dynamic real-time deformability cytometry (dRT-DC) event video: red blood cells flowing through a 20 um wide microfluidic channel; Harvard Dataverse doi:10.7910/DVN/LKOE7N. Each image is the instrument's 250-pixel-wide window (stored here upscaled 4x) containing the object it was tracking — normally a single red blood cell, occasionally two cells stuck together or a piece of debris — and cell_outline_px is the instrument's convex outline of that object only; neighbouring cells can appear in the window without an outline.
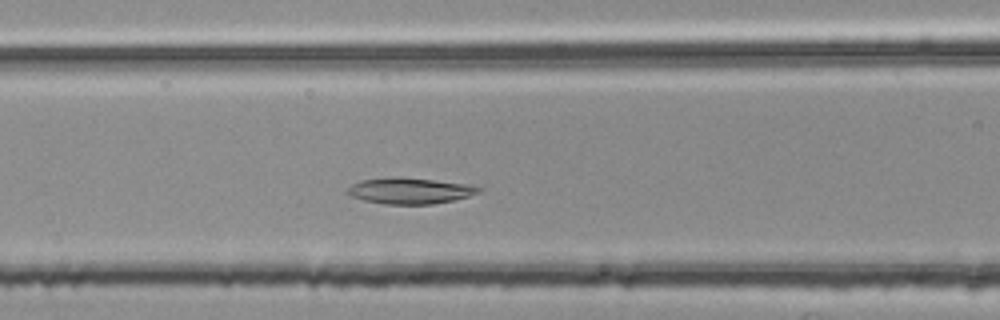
{"species": "common noctule bat (a hibernating species)", "species_latin": "Nyctalus noctula", "temperature_condition": "room temperature", "stored_images_in_passage": 43, "camera_frame_rate_fps": 3000, "um_per_image_px": 0.085, "animal": {"sex": "female", "body_mass_g": 25.1}, "frame": {"image": 1, "passage_image": 16, "time_ms": 5.0, "image_size_px": [1000, 320], "cell_outline_px": [[484, 188], [480, 192], [468, 196], [452, 200], [432, 204], [384, 204], [364, 200], [352, 196], [348, 192], [348, 188], [352, 184], [360, 180], [388, 176], [400, 176], [436, 180], [468, 184]], "centroid_in_image_um": [34.84, 16.19], "position_along_channel_um": 131.8, "area_um2": 20.06}}
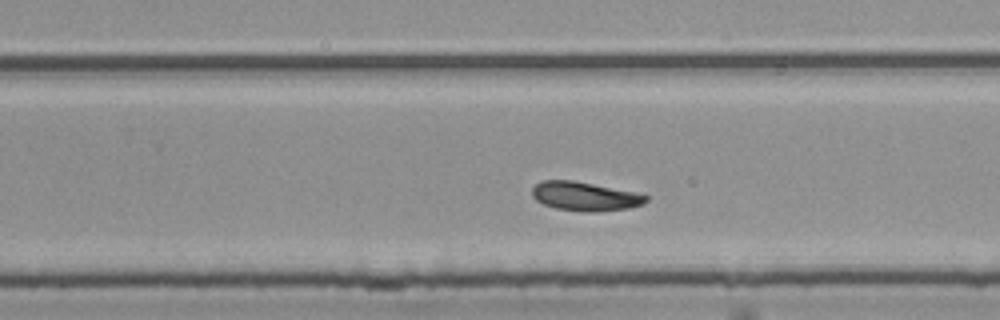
{"frame": {"image": 2, "passage_image": 28, "time_ms": 9.0, "image_size_px": [1000, 320], "cell_outline_px": [[648, 200], [644, 204], [628, 208], [592, 212], [588, 212], [556, 208], [544, 204], [536, 200], [532, 196], [532, 188], [540, 180], [572, 180], [636, 192], [648, 196]], "centroid_in_image_um": [49.72, 16.68], "position_along_channel_um": 280.1, "area_um2": 19.13}}
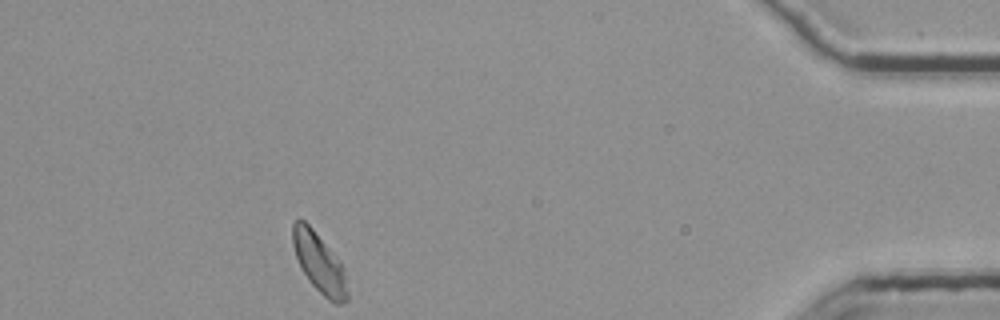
{"frame": {"image": 3, "passage_image": 43, "time_ms": 14.0, "image_size_px": [1000, 320], "cell_outline_px": [[348, 300], [340, 304], [332, 304], [312, 284], [304, 272], [296, 256], [292, 244], [292, 224], [296, 220], [304, 220], [312, 228], [340, 260], [348, 292]], "centroid_in_image_um": [27.14, 22.36], "position_along_channel_um": 408.1, "area_um2": 18.67}, "authors_computed_cell_mechanics": {"area_um2": 19.4786, "velocity_mm_per_s": 3.7254, "shape_relaxation_time_tau1_ms": 4.7259, "shape_relaxation_time_tau2_ms": null, "deformation_change_tau1": 0.127, "deformation_change_tau2": null}}